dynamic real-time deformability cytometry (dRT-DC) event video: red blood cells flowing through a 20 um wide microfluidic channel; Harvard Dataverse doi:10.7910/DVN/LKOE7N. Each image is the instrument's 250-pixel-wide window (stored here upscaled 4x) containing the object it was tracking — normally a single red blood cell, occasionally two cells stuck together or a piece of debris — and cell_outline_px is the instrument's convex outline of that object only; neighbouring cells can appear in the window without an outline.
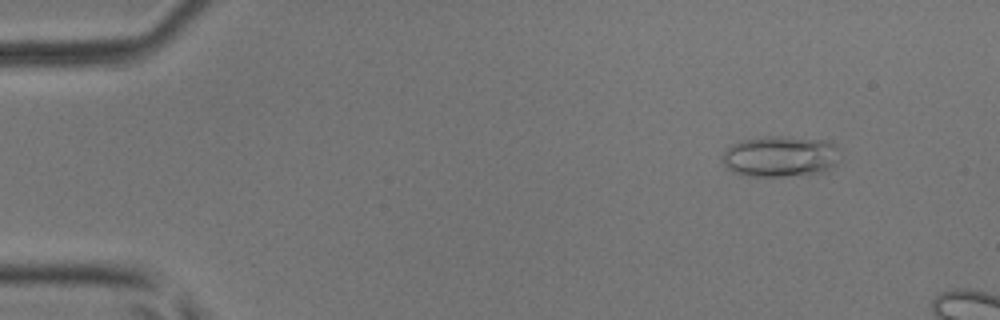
{"species": "common noctule bat (a hibernating species)", "species_latin": "Nyctalus noctula", "temperature_condition": "room temperature", "stored_images_in_passage": 13, "camera_frame_rate_fps": 3000, "um_per_image_px": 0.085, "animal": {"sex": "male", "body_mass_g": 17.9, "forearm_length_mm": 54.2}, "frame": {"image": 1, "passage_image": 6, "time_ms": 1.667, "image_size_px": [1000, 320], "cell_outline_px": [[840, 160], [828, 172], [784, 176], [748, 176], [732, 172], [724, 164], [720, 156], [732, 144], [740, 140], [764, 136], [788, 136], [832, 140], [840, 148]], "centroid_in_image_um": [66.4, 13.28], "position_along_channel_um": 18.6, "area_um2": 29.02}}